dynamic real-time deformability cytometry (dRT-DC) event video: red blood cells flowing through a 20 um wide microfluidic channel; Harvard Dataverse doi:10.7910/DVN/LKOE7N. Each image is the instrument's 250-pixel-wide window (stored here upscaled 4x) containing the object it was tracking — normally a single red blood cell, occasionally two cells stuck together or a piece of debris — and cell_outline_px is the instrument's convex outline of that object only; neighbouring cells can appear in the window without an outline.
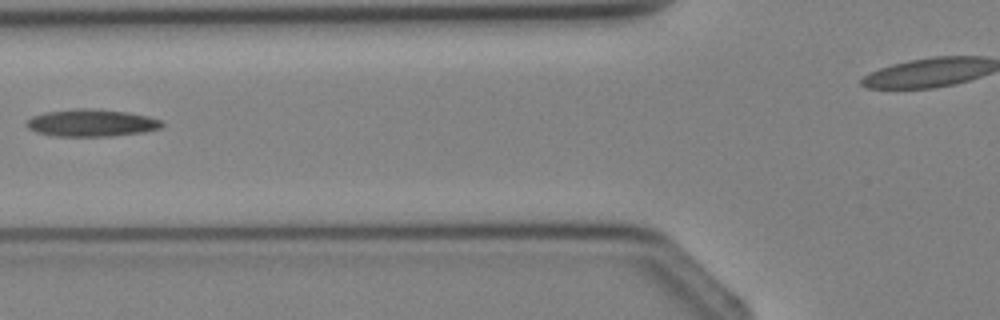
{"species": "Egyptian fruit bat (a non-hibernating species)", "species_latin": "Rousettus aegyptiacus", "temperature_condition": "cold", "stored_images_in_passage": 3, "camera_frame_rate_fps": 3000, "um_per_image_px": 0.085, "animal": {"sex": "female"}, "frame": {"image": 1, "passage_image": 3, "time_ms": 3.333, "image_size_px": [1000, 320], "cell_outline_px": [[164, 124], [160, 128], [144, 132], [112, 136], [56, 136], [36, 132], [28, 128], [28, 120], [32, 116], [44, 112], [80, 108], [84, 108], [128, 112], [148, 116], [160, 120]], "centroid_in_image_um": [7.79, 10.45], "position_along_channel_um": 118.0, "area_um2": 21.33}}